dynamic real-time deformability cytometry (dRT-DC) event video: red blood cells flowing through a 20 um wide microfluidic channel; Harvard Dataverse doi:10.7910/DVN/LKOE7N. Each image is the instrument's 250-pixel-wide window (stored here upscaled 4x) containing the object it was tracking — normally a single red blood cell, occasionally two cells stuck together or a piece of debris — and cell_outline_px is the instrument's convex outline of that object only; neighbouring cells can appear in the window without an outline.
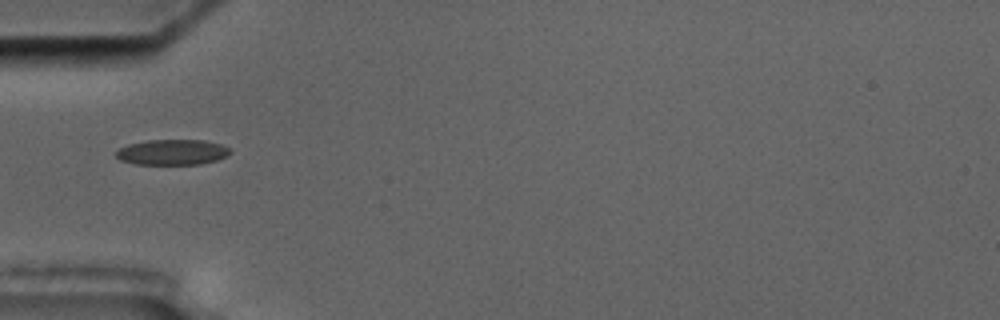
{"species": "common noctule bat (a hibernating species)", "species_latin": "Nyctalus noctula", "temperature_condition": "cold", "stored_images_in_passage": 4, "camera_frame_rate_fps": 3000, "um_per_image_px": 0.085, "animal": {"sex": "male", "body_mass_g": 17.5, "forearm_length_mm": 52.3}, "frame": {"image": 1, "passage_image": 1, "time_ms": 0.0, "image_size_px": [1000, 320], "cell_outline_px": [[232, 152], [228, 156], [216, 160], [200, 164], [136, 164], [120, 160], [116, 156], [116, 152], [120, 148], [128, 144], [148, 140], [204, 140], [220, 144], [228, 148]], "centroid_in_image_um": [14.65, 12.93], "position_along_channel_um": 70.3, "area_um2": 16.88}}
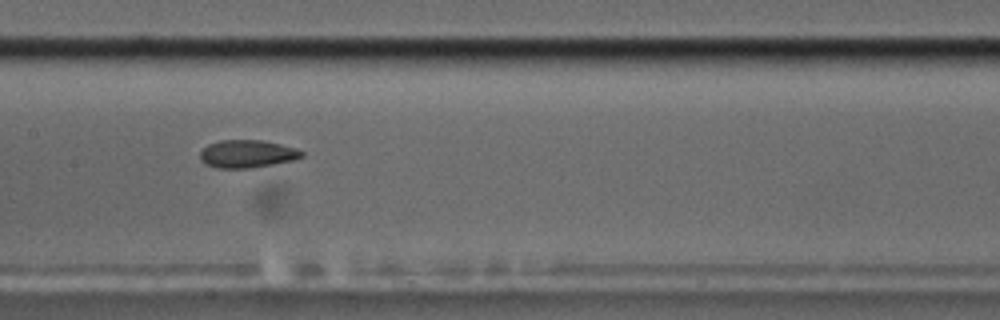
{"frame": {"image": 2, "passage_image": 4, "time_ms": 3.333, "image_size_px": [1000, 320], "cell_outline_px": [[304, 156], [292, 160], [252, 168], [216, 168], [204, 164], [200, 160], [200, 152], [208, 144], [220, 140], [264, 140], [296, 148], [304, 152]], "centroid_in_image_um": [20.99, 13.08], "position_along_channel_um": 186.4, "area_um2": 16.53}}